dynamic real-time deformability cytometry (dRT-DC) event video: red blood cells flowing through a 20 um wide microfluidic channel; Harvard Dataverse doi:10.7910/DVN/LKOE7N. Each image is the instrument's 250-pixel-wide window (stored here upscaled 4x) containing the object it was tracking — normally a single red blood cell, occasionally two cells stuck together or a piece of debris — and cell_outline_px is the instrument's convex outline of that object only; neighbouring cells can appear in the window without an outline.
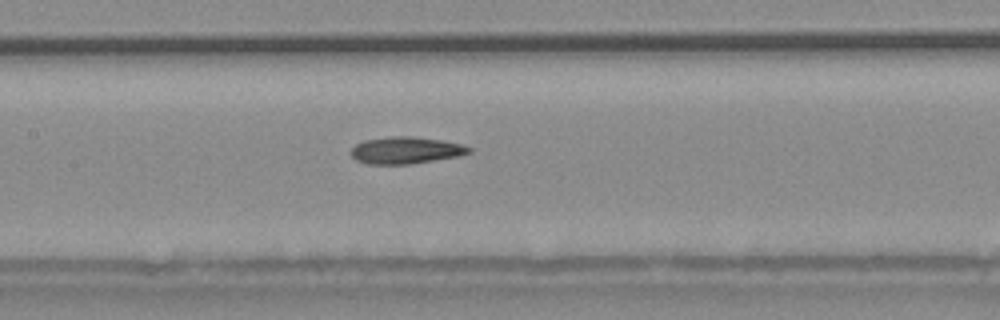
{"species": "common noctule bat (a hibernating species)", "species_latin": "Nyctalus noctula", "temperature_condition": "warm", "stored_images_in_passage": 44, "camera_frame_rate_fps": 3000, "um_per_image_px": 0.085, "animal": {"sex": "male", "body_mass_g": 20.4}, "frame": {"image": 1, "passage_image": 26, "time_ms": 8.333, "image_size_px": [1000, 320], "cell_outline_px": [[472, 152], [460, 156], [408, 164], [364, 164], [356, 160], [348, 152], [356, 144], [364, 140], [392, 136], [412, 136], [440, 140], [464, 144], [472, 148]], "centroid_in_image_um": [34.49, 12.77], "position_along_channel_um": 172.9, "area_um2": 18.67}}